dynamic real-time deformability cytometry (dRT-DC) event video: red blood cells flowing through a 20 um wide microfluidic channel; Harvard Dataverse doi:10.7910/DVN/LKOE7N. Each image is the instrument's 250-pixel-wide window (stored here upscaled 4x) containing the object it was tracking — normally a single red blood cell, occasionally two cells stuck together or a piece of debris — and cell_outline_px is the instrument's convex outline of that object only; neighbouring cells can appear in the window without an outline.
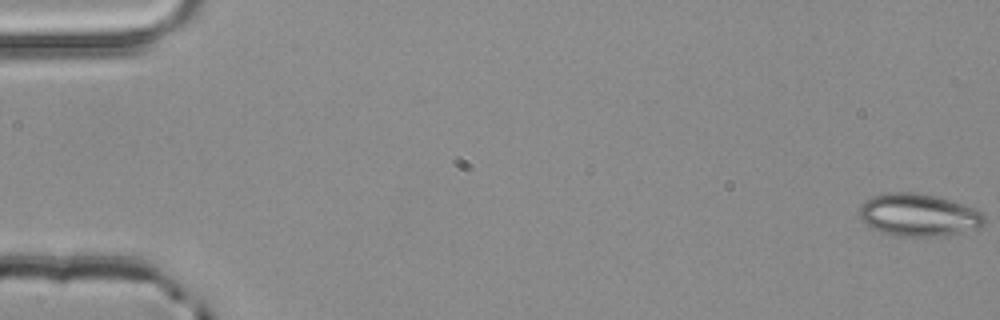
{"species": "common noctule bat (a hibernating species)", "species_latin": "Nyctalus noctula", "temperature_condition": "room temperature", "stored_images_in_passage": 4, "camera_frame_rate_fps": 3000, "um_per_image_px": 0.085, "animal": {"sex": "male", "body_mass_g": 20.4}, "frame": {"image": 1, "passage_image": 1, "time_ms": 0.0, "image_size_px": [1000, 320], "cell_outline_px": [[984, 224], [976, 228], [960, 232], [936, 236], [900, 236], [880, 232], [872, 228], [860, 216], [860, 204], [872, 196], [884, 192], [916, 192], [936, 196], [972, 208], [980, 212], [984, 216]], "centroid_in_image_um": [78.03, 18.26], "position_along_channel_um": 7.0, "area_um2": 30.52}}